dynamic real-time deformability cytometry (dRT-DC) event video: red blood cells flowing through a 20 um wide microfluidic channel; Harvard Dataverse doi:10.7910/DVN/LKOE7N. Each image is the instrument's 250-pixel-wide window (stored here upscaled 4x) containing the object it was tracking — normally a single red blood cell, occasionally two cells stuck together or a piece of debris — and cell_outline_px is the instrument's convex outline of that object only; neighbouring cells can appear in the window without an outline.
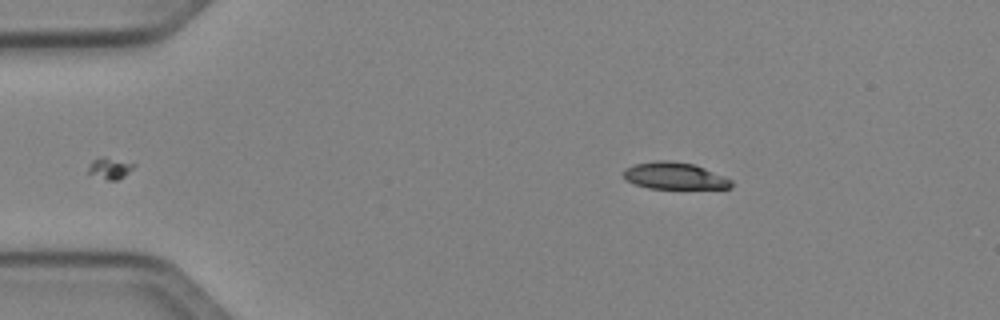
{"species": "Egyptian fruit bat (a non-hibernating species)", "species_latin": "Rousettus aegyptiacus", "temperature_condition": "cold", "stored_images_in_passage": 36, "camera_frame_rate_fps": 3000, "um_per_image_px": 0.085, "animal": {"sex": "female"}, "frame": {"image": 1, "passage_image": 1, "time_ms": 0.0, "image_size_px": [1000, 320], "cell_outline_px": [[732, 188], [648, 188], [624, 180], [624, 168], [636, 164], [656, 160], [672, 160], [692, 164], [704, 168], [724, 176], [732, 180]], "centroid_in_image_um": [57.32, 14.94], "position_along_channel_um": 27.7, "area_um2": 16.76}}
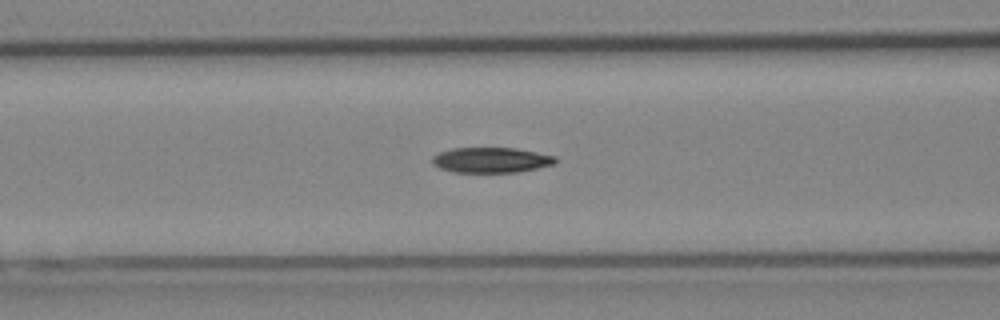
{"frame": {"image": 2, "passage_image": 13, "time_ms": 4.0, "image_size_px": [1000, 320], "cell_outline_px": [[556, 164], [520, 172], [452, 172], [440, 168], [432, 164], [432, 156], [440, 152], [452, 148], [516, 148], [556, 156]], "centroid_in_image_um": [41.76, 13.61], "position_along_channel_um": 124.8, "area_um2": 18.26}}
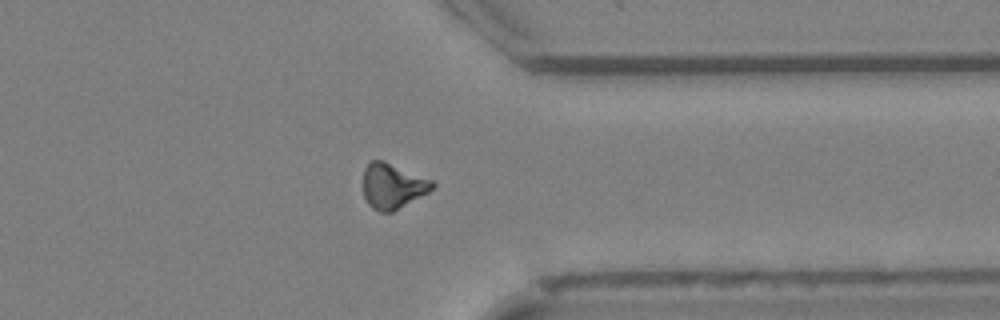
{"frame": {"image": 3, "passage_image": 32, "time_ms": 10.333, "image_size_px": [1000, 320], "cell_outline_px": [[436, 184], [428, 192], [392, 212], [380, 212], [372, 208], [368, 204], [364, 196], [364, 168], [372, 160], [384, 160], [432, 180]], "centroid_in_image_um": [33.36, 15.8], "position_along_channel_um": 378.0, "area_um2": 18.09}, "authors_computed_cell_mechanics": {"area_um2": 18.3226, "velocity_mm_per_s": 4.0701, "shape_relaxation_time_tau1_ms": 7.3032, "shape_relaxation_time_tau2_ms": 9.0915, "deformation_change_tau1": 0.1504, "deformation_change_tau2": 0.1936}}